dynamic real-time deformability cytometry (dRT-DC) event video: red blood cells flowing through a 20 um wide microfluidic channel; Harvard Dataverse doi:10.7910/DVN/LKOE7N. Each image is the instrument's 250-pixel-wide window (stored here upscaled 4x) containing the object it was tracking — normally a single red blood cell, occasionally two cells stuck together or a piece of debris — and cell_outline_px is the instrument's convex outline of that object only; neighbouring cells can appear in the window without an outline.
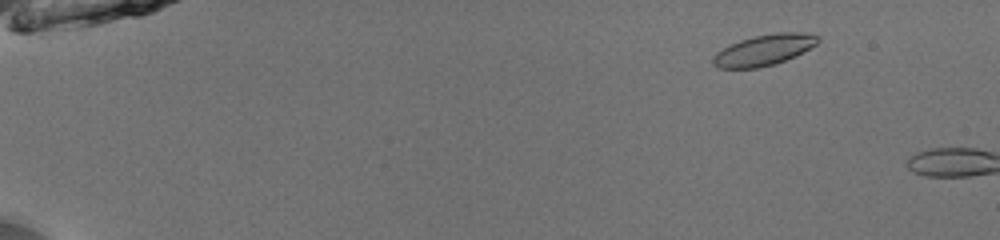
{"species": "common noctule bat (a hibernating species)", "species_latin": "Nyctalus noctula", "temperature_condition": "room temperature", "stored_images_in_passage": 7, "camera_frame_rate_fps": 3000, "um_per_image_px": 0.085, "animal": {"sex": "male", "body_mass_g": 13.0, "forearm_length_mm": 53.1}, "frame": {"image": 1, "passage_image": 5, "time_ms": 1.333, "image_size_px": [1000, 240], "cell_outline_px": [[820, 40], [816, 44], [796, 56], [776, 64], [756, 68], [716, 68], [712, 64], [712, 60], [716, 52], [740, 40], [752, 36], [776, 32], [800, 32], [820, 36]], "centroid_in_image_um": [64.94, 4.25], "position_along_channel_um": 20.1, "area_um2": 18.96}}